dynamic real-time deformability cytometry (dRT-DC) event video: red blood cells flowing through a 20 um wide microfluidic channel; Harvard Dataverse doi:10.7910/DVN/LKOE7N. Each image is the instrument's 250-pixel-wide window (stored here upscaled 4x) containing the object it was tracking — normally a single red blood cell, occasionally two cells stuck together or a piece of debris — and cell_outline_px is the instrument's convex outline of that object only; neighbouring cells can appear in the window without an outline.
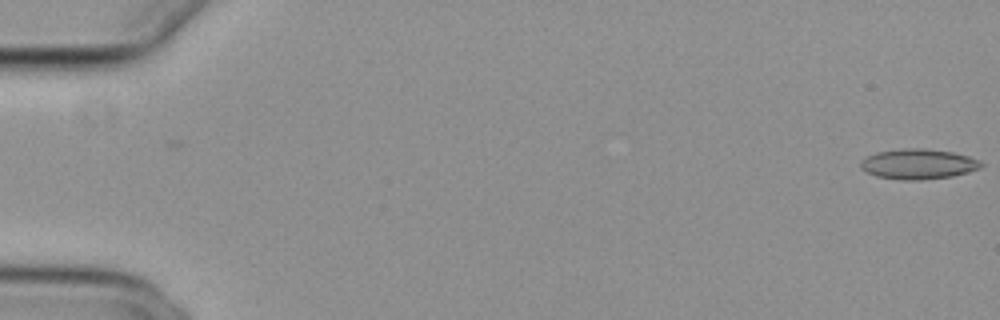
{"species": "common noctule bat (a hibernating species)", "species_latin": "Nyctalus noctula", "temperature_condition": "cold", "stored_images_in_passage": 55, "camera_frame_rate_fps": 3000, "um_per_image_px": 0.085, "animal": {"sex": "female", "body_mass_g": 29.2, "forearm_length_mm": 56.3}, "frame": {"image": 1, "passage_image": 1, "time_ms": 0.0, "image_size_px": [1000, 320], "cell_outline_px": [[984, 164], [980, 168], [968, 172], [952, 176], [920, 180], [900, 180], [876, 176], [860, 168], [860, 164], [868, 156], [876, 152], [900, 148], [924, 148], [952, 152], [968, 156], [980, 160]], "centroid_in_image_um": [78.07, 13.94], "position_along_channel_um": 6.9, "area_um2": 21.21}}
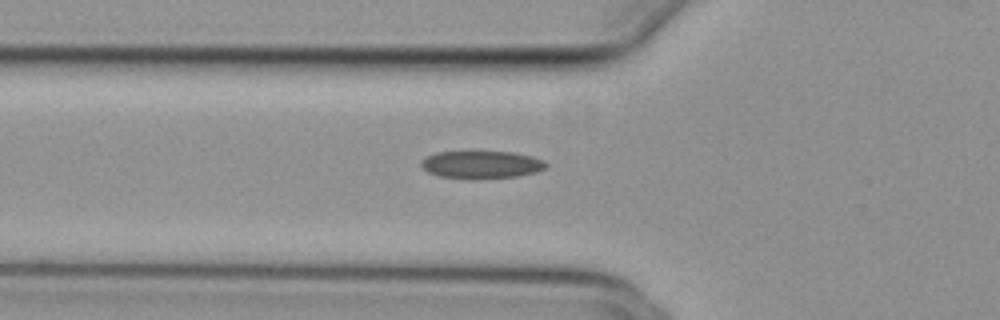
{"frame": {"image": 2, "passage_image": 20, "time_ms": 6.333, "image_size_px": [1000, 320], "cell_outline_px": [[548, 164], [544, 168], [536, 172], [516, 176], [480, 180], [468, 180], [436, 176], [428, 172], [420, 164], [420, 160], [424, 156], [436, 152], [512, 152], [532, 156], [544, 160]], "centroid_in_image_um": [40.87, 14.01], "position_along_channel_um": 84.9, "area_um2": 20.58}}
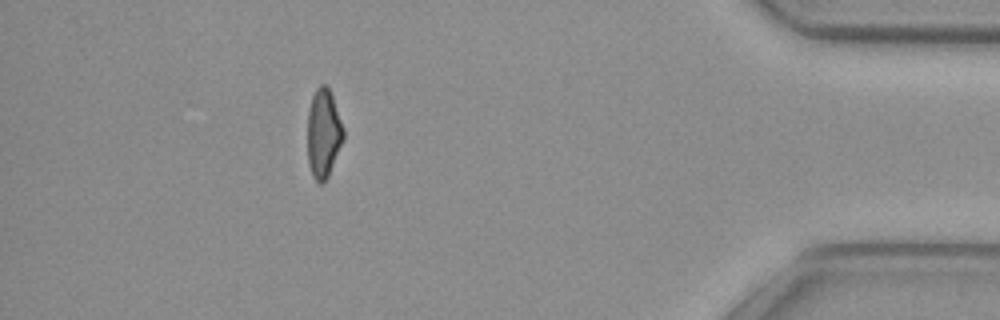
{"frame": {"image": 3, "passage_image": 49, "time_ms": 16.0, "image_size_px": [1000, 320], "cell_outline_px": [[344, 140], [328, 176], [320, 184], [312, 176], [308, 164], [308, 112], [312, 96], [316, 88], [320, 84], [324, 84], [328, 88], [332, 96], [344, 128]], "centroid_in_image_um": [27.5, 11.34], "position_along_channel_um": 407.7, "area_um2": 18.55}, "authors_computed_cell_mechanics": {"area_um2": 20.3456, "velocity_mm_per_s": 3.8564, "shape_relaxation_time_tau1_ms": 8.8455, "shape_relaxation_time_tau2_ms": 7.9193, "deformation_change_tau1": 0.1732, "deformation_change_tau2": 0.147}}